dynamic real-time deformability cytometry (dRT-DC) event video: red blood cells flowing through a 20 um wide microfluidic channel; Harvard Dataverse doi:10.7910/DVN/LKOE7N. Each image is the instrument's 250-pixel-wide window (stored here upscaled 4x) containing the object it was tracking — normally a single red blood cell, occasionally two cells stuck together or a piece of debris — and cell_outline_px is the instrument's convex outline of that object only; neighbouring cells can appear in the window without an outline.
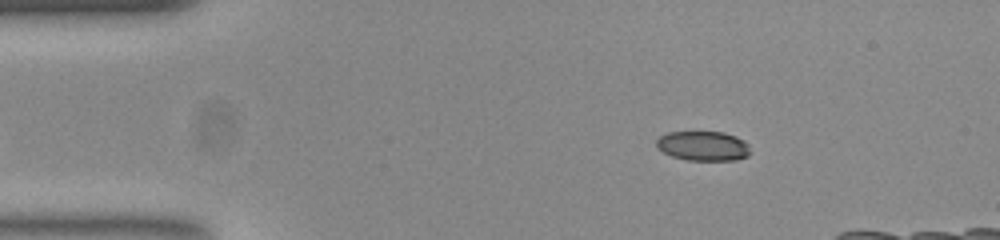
{"species": "common noctule bat (a hibernating species)", "species_latin": "Nyctalus noctula", "temperature_condition": "room temperature", "stored_images_in_passage": 41, "camera_frame_rate_fps": 3000, "um_per_image_px": 0.085, "animal": {"sex": "female", "body_mass_g": 23.0, "forearm_length_mm": 53.4}, "frame": {"image": 1, "passage_image": 3, "time_ms": 0.667, "image_size_px": [1000, 240], "cell_outline_px": [[752, 152], [748, 156], [736, 160], [688, 160], [672, 156], [656, 148], [656, 140], [660, 136], [668, 132], [724, 132], [736, 136], [744, 140], [748, 144]], "centroid_in_image_um": [59.79, 12.4], "position_along_channel_um": 25.2, "area_um2": 16.36}}
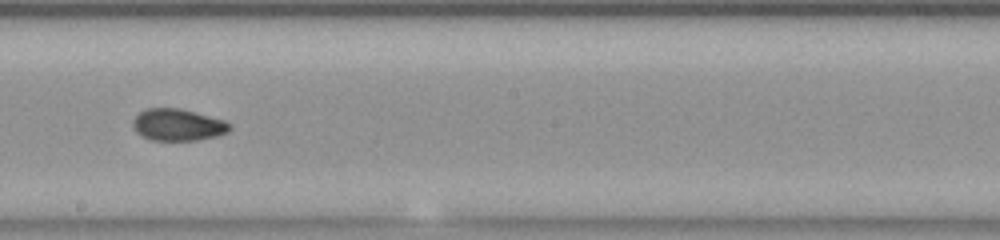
{"frame": {"image": 2, "passage_image": 24, "time_ms": 7.667, "image_size_px": [1000, 240], "cell_outline_px": [[232, 128], [228, 132], [216, 136], [196, 140], [152, 140], [140, 136], [136, 132], [132, 124], [132, 120], [144, 108], [180, 108], [196, 112], [224, 120], [232, 124]], "centroid_in_image_um": [15.11, 10.6], "position_along_channel_um": 233.1, "area_um2": 18.15}}
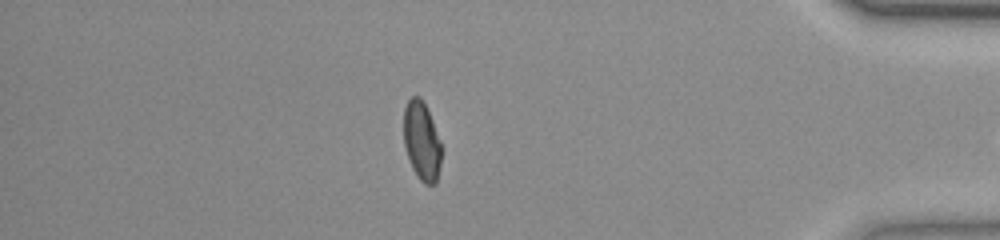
{"frame": {"image": 3, "passage_image": 40, "time_ms": 13.0, "image_size_px": [1000, 240], "cell_outline_px": [[440, 164], [436, 184], [424, 184], [420, 180], [412, 168], [404, 144], [404, 108], [408, 100], [412, 96], [420, 96], [432, 120], [440, 140]], "centroid_in_image_um": [35.83, 11.99], "position_along_channel_um": 399.4, "area_um2": 17.05}}